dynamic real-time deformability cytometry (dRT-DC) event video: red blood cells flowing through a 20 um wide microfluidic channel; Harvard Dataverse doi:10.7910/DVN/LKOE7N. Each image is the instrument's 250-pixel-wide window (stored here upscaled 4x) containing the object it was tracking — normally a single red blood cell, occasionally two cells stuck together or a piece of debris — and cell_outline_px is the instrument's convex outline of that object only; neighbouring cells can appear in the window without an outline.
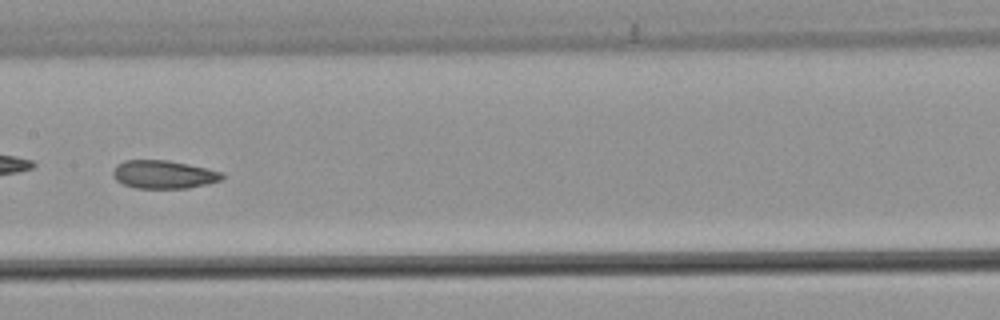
{"species": "common noctule bat (a hibernating species)", "species_latin": "Nyctalus noctula", "temperature_condition": "warm", "stored_images_in_passage": 35, "camera_frame_rate_fps": 3000, "um_per_image_px": 0.085, "animal": {"sex": "male", "body_mass_g": 21.5, "forearm_length_mm": 52.0}, "frame": {"image": 1, "passage_image": 11, "time_ms": 3.333, "image_size_px": [1000, 320], "cell_outline_px": [[224, 176], [220, 180], [188, 188], [136, 188], [124, 184], [116, 180], [112, 176], [112, 172], [116, 164], [124, 160], [168, 160], [188, 164], [224, 172]], "centroid_in_image_um": [13.87, 14.82], "position_along_channel_um": 193.5, "area_um2": 17.92}, "authors_computed_cell_mechanics": {"area_um2": 18.4382, "velocity_mm_per_s": 3.8371, "shape_relaxation_time_tau1_ms": null, "shape_relaxation_time_tau2_ms": 6.1618, "deformation_change_tau1": null, "deformation_change_tau2": 0.118}}